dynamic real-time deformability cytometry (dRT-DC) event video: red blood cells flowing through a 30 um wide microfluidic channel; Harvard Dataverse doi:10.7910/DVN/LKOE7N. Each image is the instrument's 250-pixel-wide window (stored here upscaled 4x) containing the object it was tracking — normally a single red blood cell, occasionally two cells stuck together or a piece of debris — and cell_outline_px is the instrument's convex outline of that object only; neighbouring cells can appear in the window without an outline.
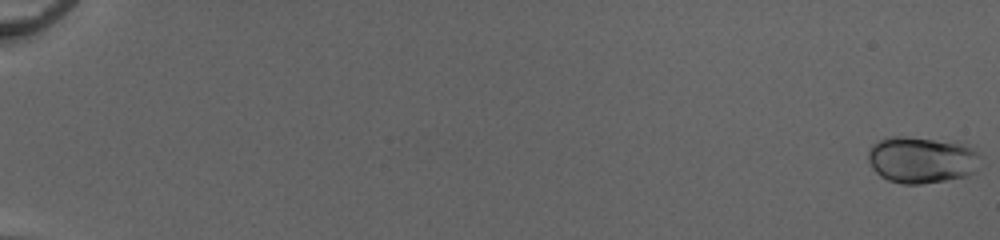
{"species": "common noctule bat (a hibernating species)", "species_latin": "Nyctalus noctula", "temperature_condition": "cold", "stored_images_in_passage": 54, "camera_frame_rate_fps": 3000, "um_per_image_px": 0.085, "animal": {"sex": "female", "body_mass_g": 20.0, "forearm_length_mm": 54.0}, "frame": {"image": 1, "passage_image": 1, "time_ms": 0.0, "image_size_px": [1000, 240], "cell_outline_px": [[980, 156], [976, 172], [968, 176], [920, 184], [900, 184], [888, 180], [880, 176], [872, 168], [868, 160], [868, 152], [872, 144], [880, 140], [892, 136], [904, 136], [956, 140], [972, 148]], "centroid_in_image_um": [78.35, 13.57], "position_along_channel_um": 6.6, "area_um2": 31.04}}
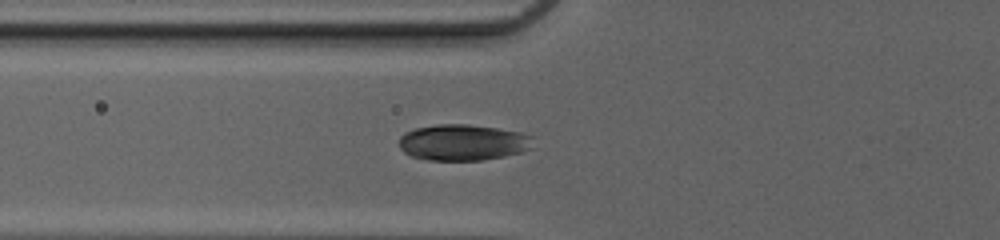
{"frame": {"image": 2, "passage_image": 23, "time_ms": 7.333, "image_size_px": [1000, 240], "cell_outline_px": [[536, 136], [532, 148], [520, 152], [504, 156], [484, 160], [428, 160], [412, 156], [404, 152], [400, 148], [400, 136], [404, 132], [416, 128], [436, 124], [468, 124], [496, 128], [520, 132]], "centroid_in_image_um": [39.39, 12.1], "position_along_channel_um": 86.4, "area_um2": 28.44}}
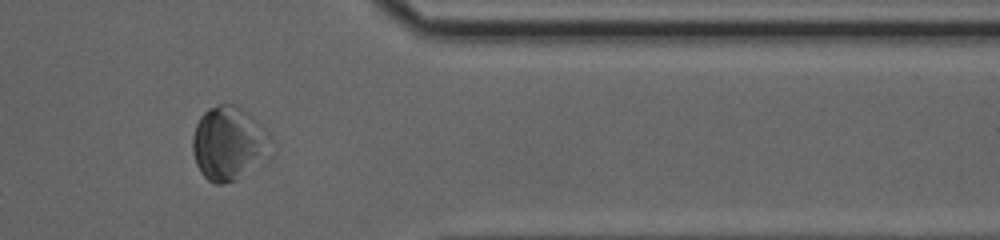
{"frame": {"image": 3, "passage_image": 46, "time_ms": 15.0, "image_size_px": [1000, 240], "cell_outline_px": [[272, 156], [268, 160], [236, 180], [220, 184], [216, 184], [208, 180], [200, 172], [196, 164], [192, 152], [192, 136], [196, 124], [200, 116], [208, 108], [220, 104], [236, 104], [252, 116], [268, 132]], "centroid_in_image_um": [19.46, 12.2], "position_along_channel_um": 391.9, "area_um2": 34.22}}